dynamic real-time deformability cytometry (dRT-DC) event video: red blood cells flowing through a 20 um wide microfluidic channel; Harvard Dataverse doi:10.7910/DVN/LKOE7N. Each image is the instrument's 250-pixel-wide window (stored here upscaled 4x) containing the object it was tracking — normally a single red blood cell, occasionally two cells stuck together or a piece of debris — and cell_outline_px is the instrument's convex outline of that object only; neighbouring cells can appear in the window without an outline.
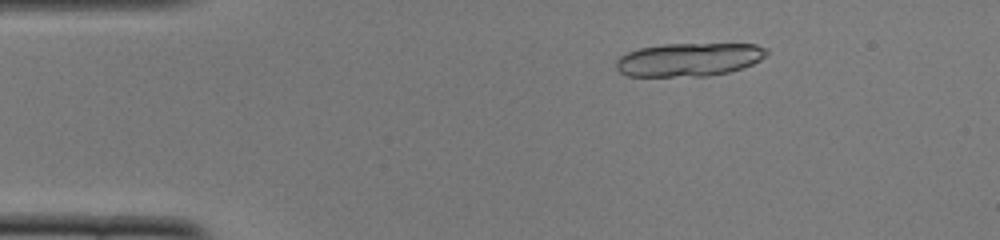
{"species": "common noctule bat (a hibernating species)", "species_latin": "Nyctalus noctula", "temperature_condition": "cold", "stored_images_in_passage": 17, "camera_frame_rate_fps": 3000, "um_per_image_px": 0.085, "animal": {"sex": "female", "body_mass_g": 22.0, "forearm_length_mm": 56.7}, "frame": {"image": 1, "passage_image": 8, "time_ms": 2.333, "image_size_px": [1000, 240], "cell_outline_px": [[768, 56], [752, 64], [728, 72], [708, 76], [628, 76], [620, 72], [616, 68], [616, 60], [620, 56], [628, 52], [640, 48], [664, 44], [756, 44], [768, 48]], "centroid_in_image_um": [58.58, 5.06], "position_along_channel_um": 26.4, "area_um2": 29.3}}